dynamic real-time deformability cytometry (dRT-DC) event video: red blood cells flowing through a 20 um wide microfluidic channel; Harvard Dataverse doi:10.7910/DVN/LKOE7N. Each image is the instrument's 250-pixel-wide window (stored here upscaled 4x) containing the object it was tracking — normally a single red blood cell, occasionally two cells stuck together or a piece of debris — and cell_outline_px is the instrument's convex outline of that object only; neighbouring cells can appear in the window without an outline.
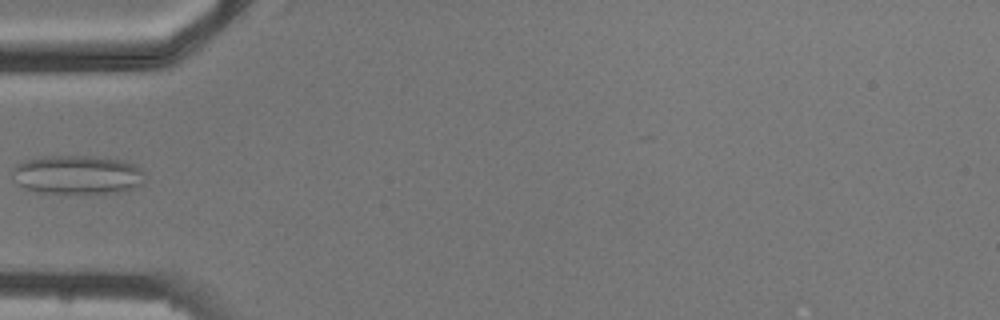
{"species": "common noctule bat (a hibernating species)", "species_latin": "Nyctalus noctula", "temperature_condition": "cold", "stored_images_in_passage": 3, "camera_frame_rate_fps": 3000, "um_per_image_px": 0.085, "animal": {"sex": "male", "body_mass_g": 20.5, "forearm_length_mm": 52.5}, "frame": {"image": 1, "passage_image": 3, "time_ms": 2.333, "image_size_px": [1000, 320], "cell_outline_px": [[144, 184], [136, 188], [124, 192], [36, 192], [24, 188], [16, 184], [12, 180], [12, 168], [16, 164], [24, 160], [40, 156], [92, 156], [120, 160], [132, 164], [140, 168], [144, 172]], "centroid_in_image_um": [6.54, 14.84], "position_along_channel_um": 78.5, "area_um2": 30.23}}